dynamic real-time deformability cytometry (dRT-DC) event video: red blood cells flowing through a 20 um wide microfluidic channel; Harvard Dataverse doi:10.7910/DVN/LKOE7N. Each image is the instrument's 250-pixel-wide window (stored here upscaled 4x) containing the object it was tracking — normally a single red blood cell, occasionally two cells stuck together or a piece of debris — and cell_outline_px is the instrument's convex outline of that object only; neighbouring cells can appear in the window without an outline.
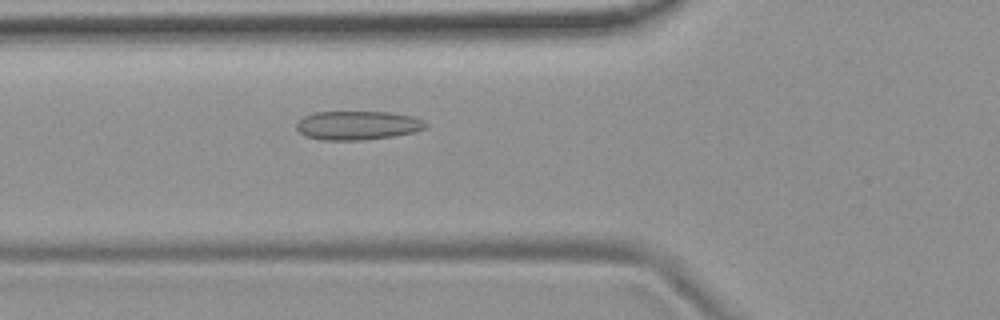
{"species": "common noctule bat (a hibernating species)", "species_latin": "Nyctalus noctula", "temperature_condition": "room temperature", "stored_images_in_passage": 54, "camera_frame_rate_fps": 3000, "um_per_image_px": 0.085, "animal": {"sex": "female", "body_mass_g": 19.9}, "frame": {"image": 1, "passage_image": 20, "time_ms": 6.333, "image_size_px": [1000, 320], "cell_outline_px": [[428, 124], [424, 128], [416, 132], [392, 136], [364, 140], [320, 140], [304, 136], [296, 128], [296, 124], [304, 116], [316, 112], [392, 112], [412, 116], [424, 120]], "centroid_in_image_um": [30.4, 10.66], "position_along_channel_um": 95.4, "area_um2": 21.85}}
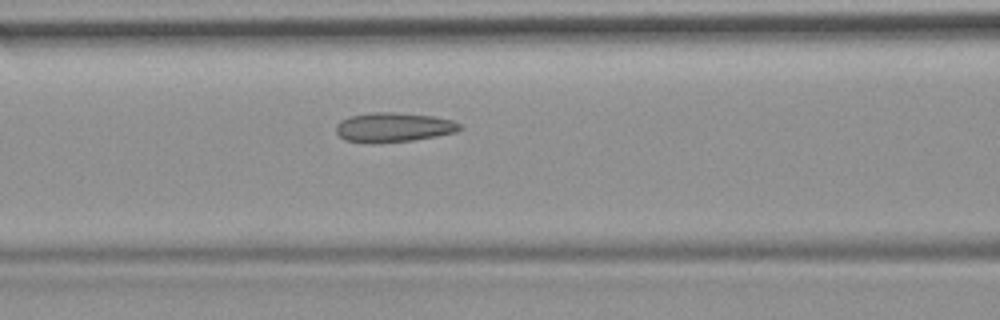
{"frame": {"image": 2, "passage_image": 23, "time_ms": 7.333, "image_size_px": [1000, 320], "cell_outline_px": [[464, 128], [456, 132], [436, 136], [412, 140], [372, 144], [344, 140], [336, 132], [336, 124], [340, 120], [352, 116], [372, 112], [392, 112], [432, 116], [452, 120], [460, 124]], "centroid_in_image_um": [33.43, 10.83], "position_along_channel_um": 133.2, "area_um2": 21.33}}
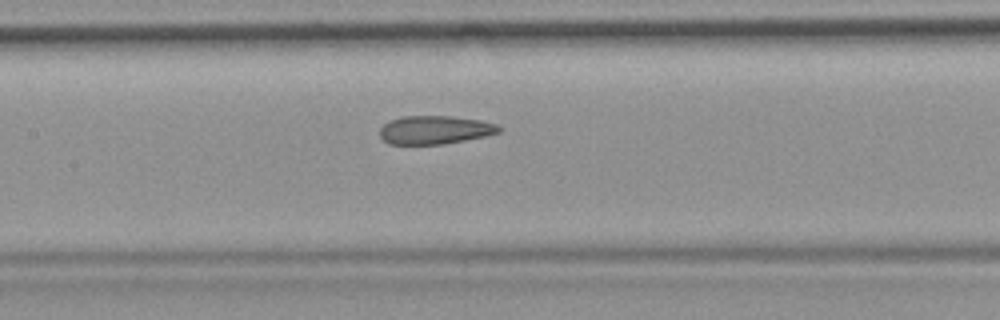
{"frame": {"image": 3, "passage_image": 26, "time_ms": 8.333, "image_size_px": [1000, 320], "cell_outline_px": [[500, 132], [484, 136], [464, 140], [440, 144], [388, 144], [380, 136], [380, 128], [388, 120], [400, 116], [452, 116], [480, 120], [496, 124], [500, 128]], "centroid_in_image_um": [36.92, 11.03], "position_along_channel_um": 170.5, "area_um2": 19.65}, "authors_computed_cell_mechanics": {"area_um2": 21.2993, "velocity_mm_per_s": 3.741, "shape_relaxation_time_tau1_ms": null, "shape_relaxation_time_tau2_ms": 1.7721, "deformation_change_tau1": null, "deformation_change_tau2": 0.0796}}